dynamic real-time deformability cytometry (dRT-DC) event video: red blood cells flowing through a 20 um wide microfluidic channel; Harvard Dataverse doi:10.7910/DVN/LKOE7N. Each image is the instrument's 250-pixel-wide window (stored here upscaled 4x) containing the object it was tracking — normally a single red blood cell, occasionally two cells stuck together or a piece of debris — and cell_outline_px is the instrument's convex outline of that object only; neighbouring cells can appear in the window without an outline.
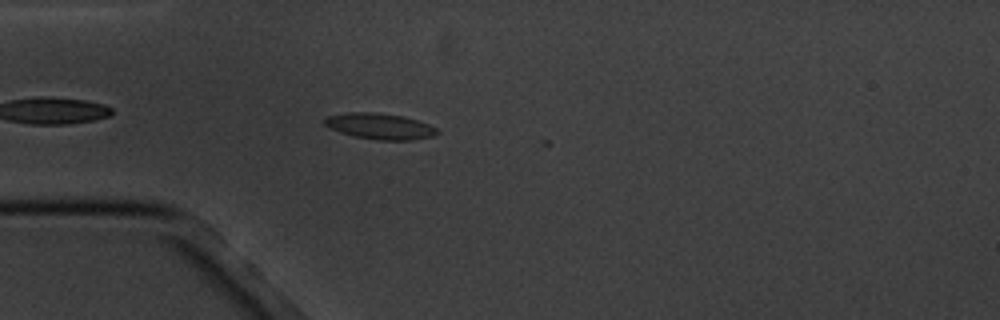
{"species": "common noctule bat (a hibernating species)", "species_latin": "Nyctalus noctula", "temperature_condition": "cold", "stored_images_in_passage": 6, "camera_frame_rate_fps": 3000, "um_per_image_px": 0.085, "animal": {"sex": "male", "body_mass_g": 20.1, "forearm_length_mm": 53.5}, "frame": {"image": 1, "passage_image": 5, "time_ms": 4.667, "image_size_px": [1000, 320], "cell_outline_px": [[440, 132], [432, 136], [412, 140], [376, 140], [356, 136], [340, 132], [328, 128], [324, 124], [324, 120], [328, 116], [348, 112], [376, 112], [404, 116], [428, 124], [436, 128]], "centroid_in_image_um": [32.28, 10.73], "position_along_channel_um": 52.7, "area_um2": 16.99}}